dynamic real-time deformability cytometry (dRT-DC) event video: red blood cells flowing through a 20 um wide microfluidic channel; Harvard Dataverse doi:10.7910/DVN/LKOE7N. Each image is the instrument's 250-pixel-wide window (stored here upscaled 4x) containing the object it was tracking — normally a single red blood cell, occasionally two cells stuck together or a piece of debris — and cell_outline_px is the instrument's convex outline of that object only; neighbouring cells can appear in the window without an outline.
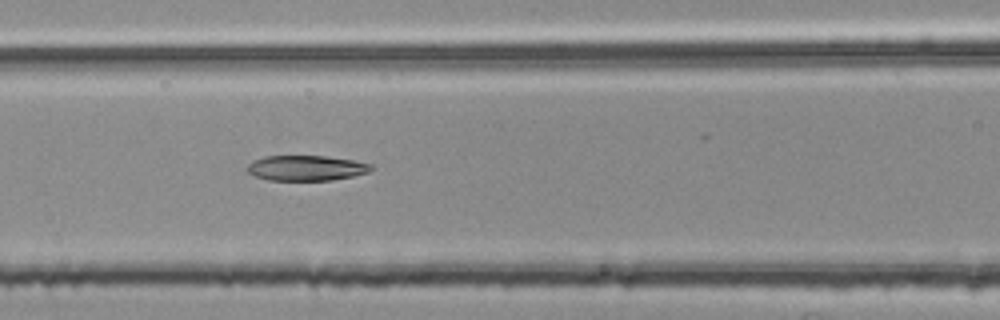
{"species": "common noctule bat (a hibernating species)", "species_latin": "Nyctalus noctula", "temperature_condition": "room temperature", "stored_images_in_passage": 51, "segment_of_instrument_passage": [2, 2], "camera_frame_rate_fps": 3000, "um_per_image_px": 0.085, "animal": {"sex": "female", "body_mass_g": 25.1}, "frame": {"image": 1, "passage_image": 20, "time_ms": 6.333, "image_size_px": [1000, 320], "cell_outline_px": [[372, 168], [368, 172], [352, 176], [332, 180], [268, 180], [256, 176], [248, 172], [248, 164], [252, 160], [264, 156], [324, 156], [352, 160], [372, 164]], "centroid_in_image_um": [26.01, 14.28], "position_along_channel_um": 140.6, "area_um2": 18.09}}
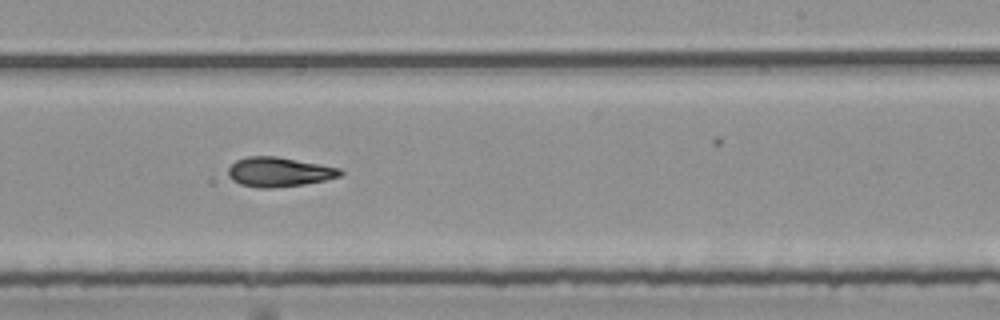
{"frame": {"image": 2, "passage_image": 30, "time_ms": 9.667, "image_size_px": [1000, 320], "cell_outline_px": [[344, 172], [340, 176], [324, 180], [304, 184], [272, 188], [256, 188], [240, 184], [232, 180], [228, 176], [228, 168], [236, 160], [248, 156], [276, 156], [320, 164], [340, 168]], "centroid_in_image_um": [23.69, 14.62], "position_along_channel_um": 265.3, "area_um2": 19.31}}
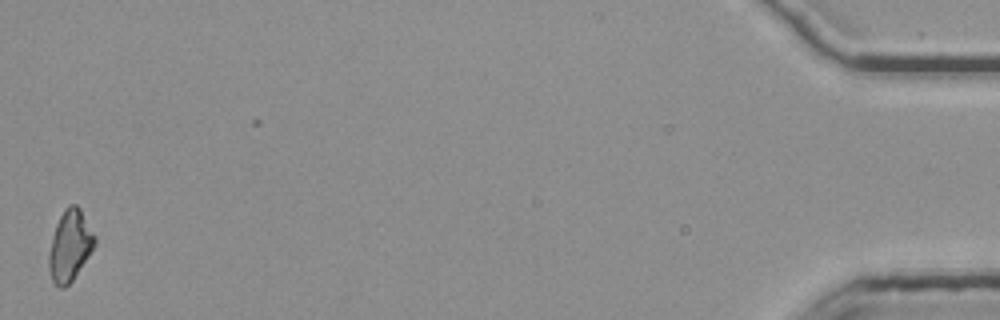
{"frame": {"image": 3, "passage_image": 51, "time_ms": 16.667, "image_size_px": [1000, 320], "cell_outline_px": [[96, 244], [72, 280], [64, 288], [60, 288], [52, 280], [48, 264], [48, 256], [52, 236], [56, 224], [64, 208], [68, 204], [76, 204], [80, 208], [96, 236]], "centroid_in_image_um": [5.94, 20.84], "position_along_channel_um": 429.3, "area_um2": 18.84}}